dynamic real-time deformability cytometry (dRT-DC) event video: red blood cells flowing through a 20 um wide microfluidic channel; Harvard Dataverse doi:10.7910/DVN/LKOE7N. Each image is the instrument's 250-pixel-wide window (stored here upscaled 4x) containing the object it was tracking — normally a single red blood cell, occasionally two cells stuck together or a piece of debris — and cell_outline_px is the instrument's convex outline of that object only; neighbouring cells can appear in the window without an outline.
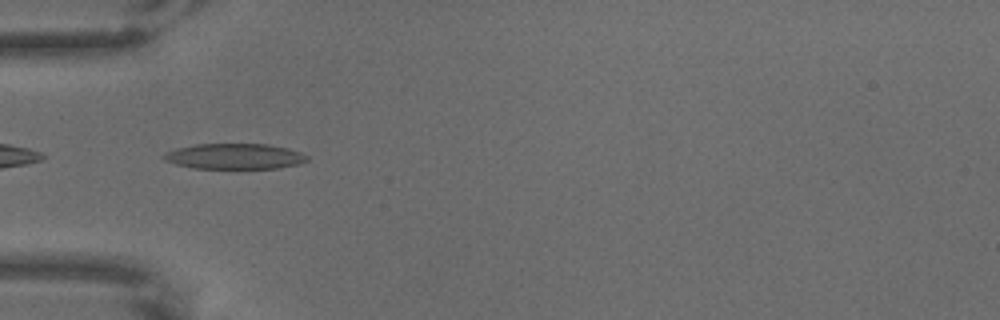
{"species": "common noctule bat (a hibernating species)", "species_latin": "Nyctalus noctula", "temperature_condition": "warm", "stored_images_in_passage": 41, "camera_frame_rate_fps": 3000, "um_per_image_px": 0.085, "animal": {"sex": "male", "body_mass_g": 18.8}, "frame": {"image": 1, "passage_image": 2, "time_ms": 0.333, "image_size_px": [1000, 320], "cell_outline_px": [[308, 160], [300, 164], [280, 168], [192, 168], [176, 164], [164, 160], [160, 156], [164, 152], [176, 148], [196, 144], [268, 144], [288, 148], [300, 152], [308, 156]], "centroid_in_image_um": [19.92, 13.28], "position_along_channel_um": 65.1, "area_um2": 21.5}}
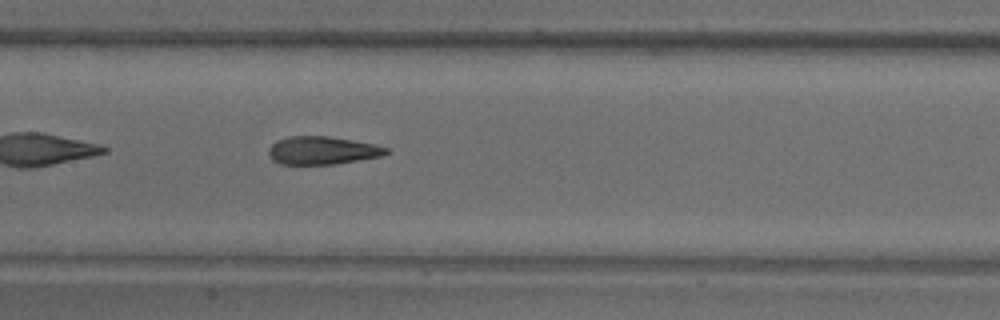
{"frame": {"image": 2, "passage_image": 13, "time_ms": 4.0, "image_size_px": [1000, 320], "cell_outline_px": [[392, 152], [380, 156], [336, 164], [280, 164], [272, 160], [268, 152], [268, 148], [276, 140], [288, 136], [328, 136], [352, 140], [372, 144], [388, 148]], "centroid_in_image_um": [27.37, 12.78], "position_along_channel_um": 180.0, "area_um2": 19.19}}
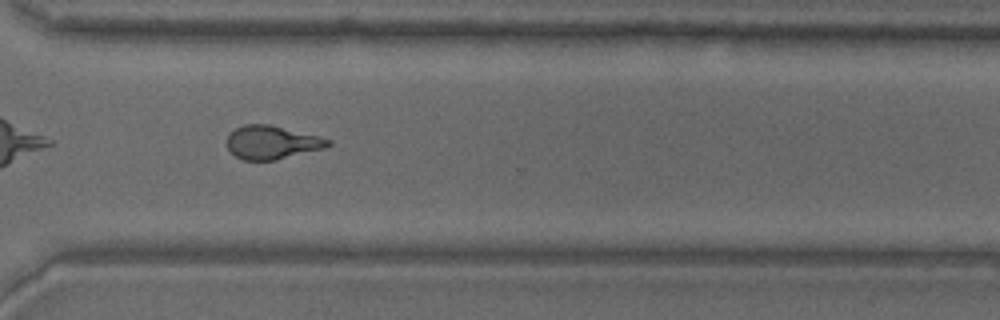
{"frame": {"image": 3, "passage_image": 29, "time_ms": 9.333, "image_size_px": [1000, 320], "cell_outline_px": [[332, 144], [324, 148], [276, 160], [244, 160], [236, 156], [228, 148], [228, 136], [236, 128], [244, 124], [268, 124], [320, 136], [332, 140]], "centroid_in_image_um": [23.15, 12.1], "position_along_channel_um": 347.5, "area_um2": 19.54}}